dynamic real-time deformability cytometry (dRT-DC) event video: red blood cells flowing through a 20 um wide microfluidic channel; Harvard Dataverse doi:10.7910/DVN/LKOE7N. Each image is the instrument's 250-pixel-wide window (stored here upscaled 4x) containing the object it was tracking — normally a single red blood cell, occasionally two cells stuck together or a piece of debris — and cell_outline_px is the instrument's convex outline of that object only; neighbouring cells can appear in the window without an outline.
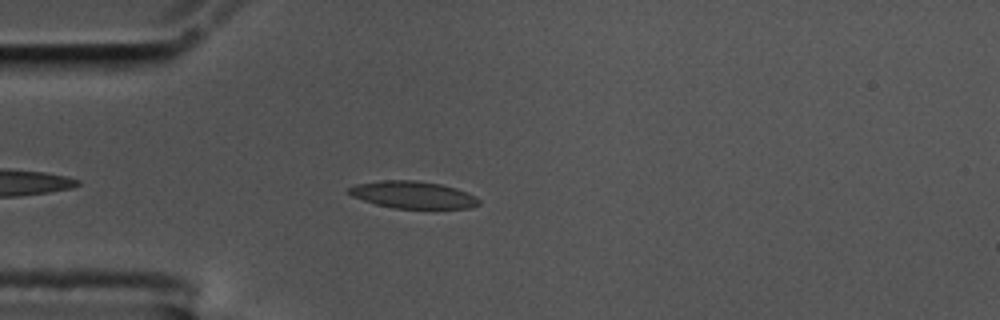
{"species": "common noctule bat (a hibernating species)", "species_latin": "Nyctalus noctula", "temperature_condition": "cold", "stored_images_in_passage": 18, "camera_frame_rate_fps": 3000, "um_per_image_px": 0.085, "animal": {"sex": "male", "body_mass_g": 17.5, "forearm_length_mm": 52.3}, "frame": {"image": 1, "passage_image": 6, "time_ms": 1.667, "image_size_px": [1000, 320], "cell_outline_px": [[480, 204], [472, 208], [392, 208], [376, 204], [352, 196], [348, 192], [348, 188], [356, 184], [384, 180], [412, 180], [440, 184], [456, 188], [468, 192], [476, 196], [480, 200]], "centroid_in_image_um": [35.13, 16.56], "position_along_channel_um": 49.9, "area_um2": 20.52}}
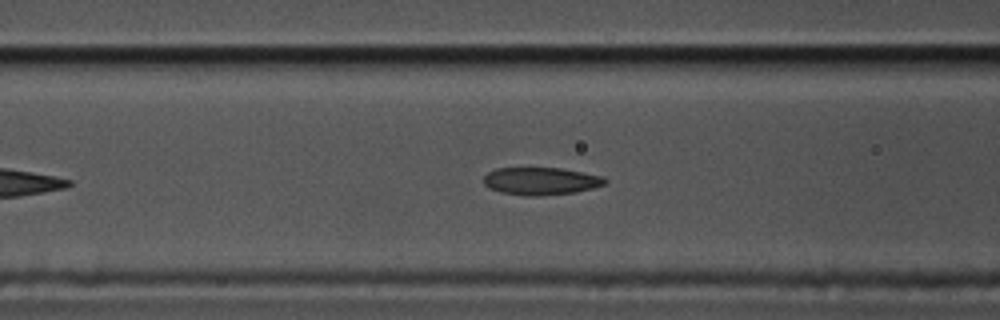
{"frame": {"image": 2, "passage_image": 13, "time_ms": 4.0, "image_size_px": [1000, 320], "cell_outline_px": [[608, 180], [604, 184], [592, 188], [576, 192], [540, 196], [524, 196], [500, 192], [488, 188], [484, 184], [484, 176], [488, 172], [496, 168], [560, 168], [604, 176]], "centroid_in_image_um": [45.96, 15.4], "position_along_channel_um": 120.6, "area_um2": 19.59}}